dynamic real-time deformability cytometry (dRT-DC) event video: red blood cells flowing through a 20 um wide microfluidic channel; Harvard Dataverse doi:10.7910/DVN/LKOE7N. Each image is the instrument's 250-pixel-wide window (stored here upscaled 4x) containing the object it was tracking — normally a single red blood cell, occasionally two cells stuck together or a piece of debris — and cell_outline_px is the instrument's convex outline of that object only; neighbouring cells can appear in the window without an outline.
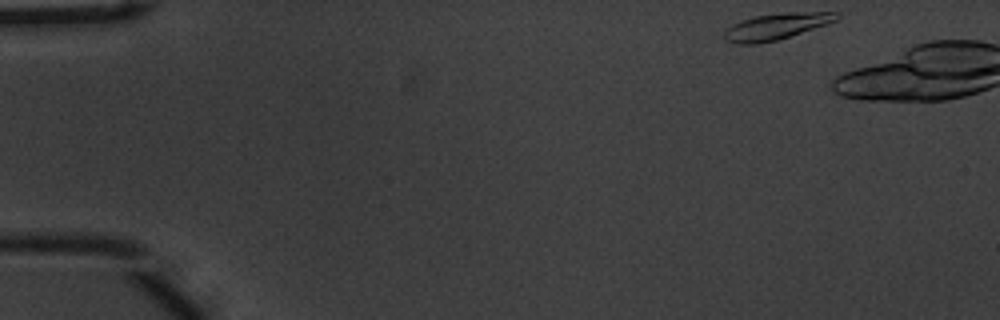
{"species": "common noctule bat (a hibernating species)", "species_latin": "Nyctalus noctula", "temperature_condition": "warm", "stored_images_in_passage": 3, "camera_frame_rate_fps": 3000, "um_per_image_px": 0.085, "animal": {"sex": "male", "body_mass_g": 20.1, "forearm_length_mm": 53.5}, "frame": {"image": 1, "passage_image": 1, "time_ms": 0.0, "image_size_px": [1000, 320], "cell_outline_px": [[840, 16], [836, 20], [828, 24], [776, 40], [756, 44], [736, 44], [724, 40], [724, 32], [732, 24], [756, 16], [784, 12], [840, 12]], "centroid_in_image_um": [65.99, 2.25], "position_along_channel_um": 19.0, "area_um2": 17.11}}